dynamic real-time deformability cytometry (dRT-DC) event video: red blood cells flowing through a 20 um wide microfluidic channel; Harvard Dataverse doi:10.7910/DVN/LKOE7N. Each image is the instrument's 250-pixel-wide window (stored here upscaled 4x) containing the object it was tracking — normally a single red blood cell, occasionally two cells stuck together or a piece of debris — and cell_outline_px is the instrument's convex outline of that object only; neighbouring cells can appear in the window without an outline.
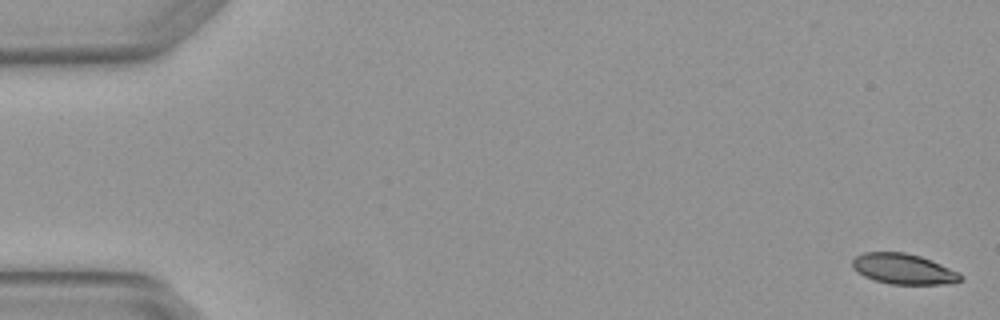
{"species": "Egyptian fruit bat (a non-hibernating species)", "species_latin": "Rousettus aegyptiacus", "temperature_condition": "warm", "stored_images_in_passage": 5, "camera_frame_rate_fps": 3000, "um_per_image_px": 0.085, "animal": {"sex": "female"}, "frame": {"image": 1, "passage_image": 1, "time_ms": 0.0, "image_size_px": [1000, 320], "cell_outline_px": [[964, 280], [944, 284], [892, 284], [876, 280], [864, 276], [856, 272], [852, 268], [852, 260], [856, 256], [864, 252], [904, 252], [920, 256], [932, 260], [960, 272], [964, 276]], "centroid_in_image_um": [76.82, 22.86], "position_along_channel_um": 8.2, "area_um2": 19.36}}
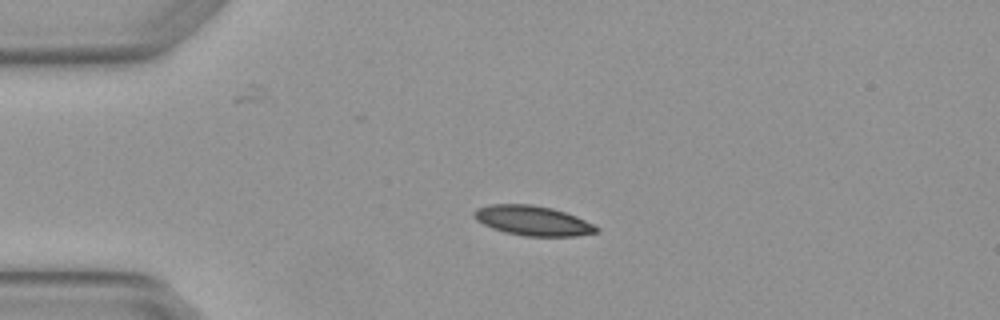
{"frame": {"image": 2, "passage_image": 4, "time_ms": 1.0, "image_size_px": [1000, 320], "cell_outline_px": [[600, 228], [596, 232], [576, 236], [524, 236], [504, 232], [492, 228], [476, 220], [472, 216], [472, 212], [476, 208], [488, 204], [528, 204], [552, 208], [576, 216]], "centroid_in_image_um": [45.23, 18.75], "position_along_channel_um": 39.8, "area_um2": 21.21}}